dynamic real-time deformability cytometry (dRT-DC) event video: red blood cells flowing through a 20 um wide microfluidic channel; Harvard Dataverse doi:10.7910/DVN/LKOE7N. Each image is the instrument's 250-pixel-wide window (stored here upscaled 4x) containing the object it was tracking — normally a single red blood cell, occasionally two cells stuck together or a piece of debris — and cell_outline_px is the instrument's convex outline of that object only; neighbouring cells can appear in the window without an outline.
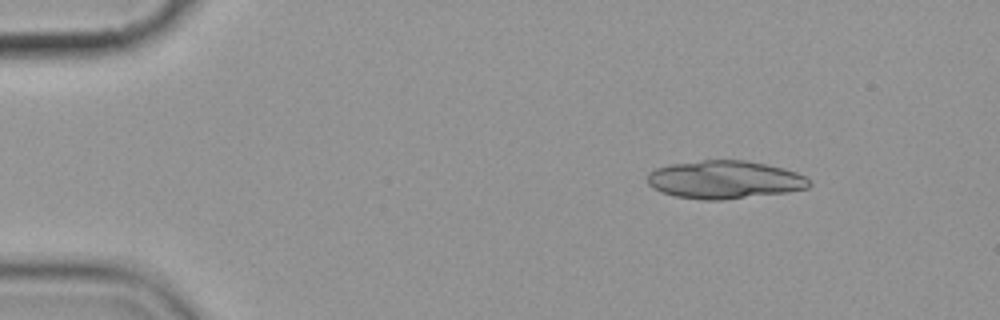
{"species": "common noctule bat (a hibernating species)", "species_latin": "Nyctalus noctula", "temperature_condition": "cold", "stored_images_in_passage": 7, "camera_frame_rate_fps": 3000, "um_per_image_px": 0.085, "animal": {"sex": "female", "body_mass_g": 19.9}, "frame": {"image": 1, "passage_image": 2, "time_ms": 1.0, "image_size_px": [1000, 320], "cell_outline_px": [[812, 184], [808, 188], [784, 192], [720, 200], [704, 200], [676, 196], [652, 188], [648, 184], [648, 172], [656, 168], [672, 164], [704, 160], [744, 160], [784, 168], [796, 172], [804, 176]], "centroid_in_image_um": [61.58, 15.27], "position_along_channel_um": 23.4, "area_um2": 35.49}}